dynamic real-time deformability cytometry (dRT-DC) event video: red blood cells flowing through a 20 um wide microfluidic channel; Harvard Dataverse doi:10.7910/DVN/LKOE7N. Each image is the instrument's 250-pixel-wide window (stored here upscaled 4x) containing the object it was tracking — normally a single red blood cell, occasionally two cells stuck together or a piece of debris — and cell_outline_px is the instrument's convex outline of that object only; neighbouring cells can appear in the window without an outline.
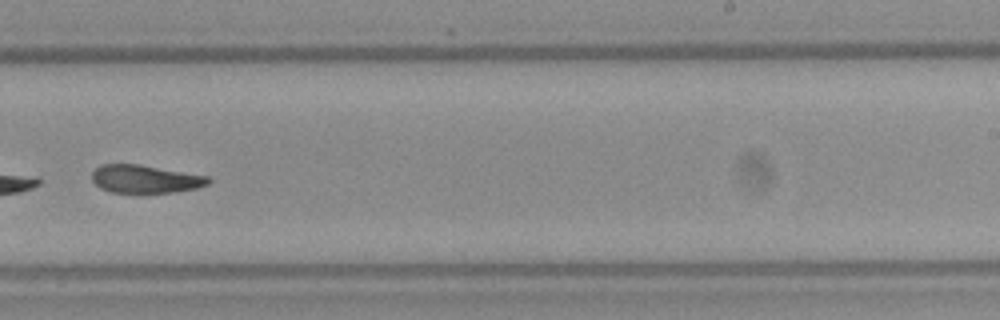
{"species": "Egyptian fruit bat (a non-hibernating species)", "species_latin": "Rousettus aegyptiacus", "temperature_condition": "warm", "stored_images_in_passage": 38, "segment_of_instrument_passage": [2, 2], "camera_frame_rate_fps": 3000, "um_per_image_px": 0.085, "frame": {"image": 1, "passage_image": 24, "time_ms": 7.667, "image_size_px": [1000, 320], "cell_outline_px": [[208, 184], [192, 188], [168, 192], [116, 192], [104, 188], [96, 184], [92, 180], [92, 172], [96, 168], [104, 164], [136, 164], [208, 176]], "centroid_in_image_um": [12.3, 15.2], "position_along_channel_um": 276.7, "area_um2": 18.21}}
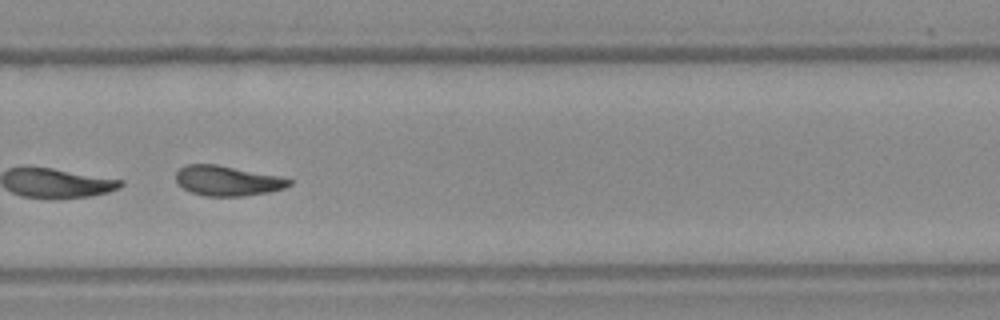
{"frame": {"image": 2, "passage_image": 26, "time_ms": 8.333, "image_size_px": [1000, 320], "cell_outline_px": [[292, 184], [280, 188], [264, 192], [240, 196], [208, 196], [192, 192], [184, 188], [176, 180], [176, 172], [180, 168], [188, 164], [212, 164], [292, 180]], "centroid_in_image_um": [19.22, 15.37], "position_along_channel_um": 310.6, "area_um2": 18.73}}